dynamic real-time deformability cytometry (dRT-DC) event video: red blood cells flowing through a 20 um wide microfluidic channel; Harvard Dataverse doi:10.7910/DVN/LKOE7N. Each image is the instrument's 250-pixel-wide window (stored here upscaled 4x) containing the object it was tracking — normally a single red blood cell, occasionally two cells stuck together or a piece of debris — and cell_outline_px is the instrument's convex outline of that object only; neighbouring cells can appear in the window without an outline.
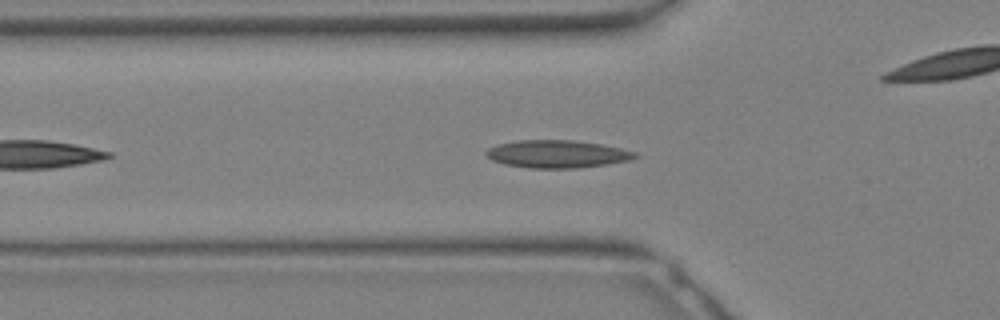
{"species": "Egyptian fruit bat (a non-hibernating species)", "species_latin": "Rousettus aegyptiacus", "temperature_condition": "warm", "stored_images_in_passage": 6, "segment_of_instrument_passage": [1, 2], "camera_frame_rate_fps": 3000, "um_per_image_px": 0.085, "animal": {"sex": "female"}, "frame": {"image": 1, "passage_image": 4, "time_ms": 1.0, "image_size_px": [1000, 320], "cell_outline_px": [[640, 156], [628, 160], [604, 164], [576, 168], [528, 168], [504, 164], [492, 160], [484, 152], [488, 148], [496, 144], [516, 140], [572, 140], [600, 144], [620, 148], [636, 152]], "centroid_in_image_um": [47.31, 13.08], "position_along_channel_um": 78.5, "area_um2": 23.93}}